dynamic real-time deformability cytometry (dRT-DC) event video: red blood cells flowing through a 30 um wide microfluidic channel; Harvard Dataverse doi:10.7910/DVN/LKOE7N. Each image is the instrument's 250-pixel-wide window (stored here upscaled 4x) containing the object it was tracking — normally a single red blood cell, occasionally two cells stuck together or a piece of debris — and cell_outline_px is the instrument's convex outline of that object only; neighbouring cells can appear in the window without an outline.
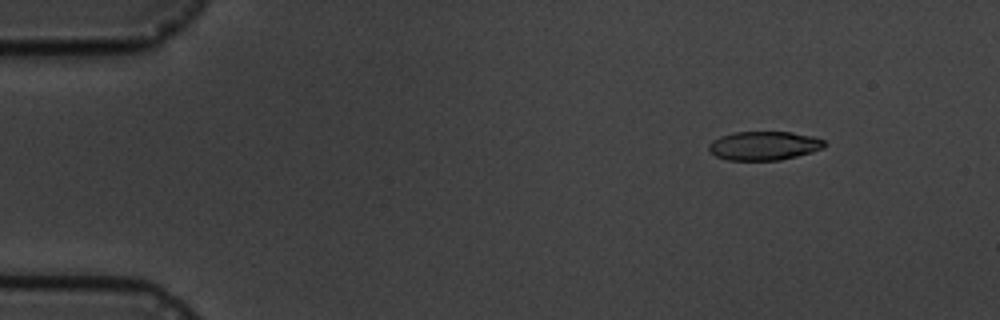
{"species": "common noctule bat (a hibernating species)", "species_latin": "Nyctalus noctula", "temperature_condition": "cold", "stored_images_in_passage": 6, "camera_frame_rate_fps": 3000, "um_per_image_px": 0.085, "animal": {"sex": "male", "body_mass_g": 19.5, "forearm_length_mm": 54.6}, "frame": {"image": 1, "passage_image": 2, "time_ms": 2.0, "image_size_px": [1000, 320], "cell_outline_px": [[824, 148], [812, 152], [780, 160], [728, 160], [716, 156], [708, 152], [708, 144], [712, 140], [720, 136], [736, 132], [792, 132], [812, 136], [824, 140]], "centroid_in_image_um": [64.91, 12.39], "position_along_channel_um": 20.1, "area_um2": 19.48}}
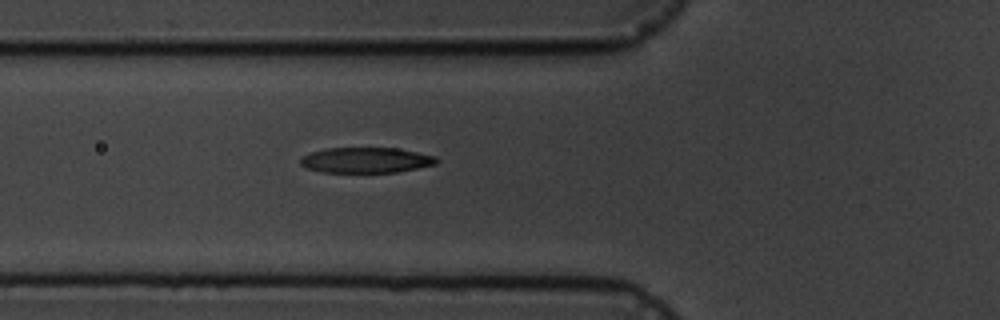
{"frame": {"image": 2, "passage_image": 6, "time_ms": 6.667, "image_size_px": [1000, 320], "cell_outline_px": [[440, 160], [436, 164], [396, 172], [320, 172], [308, 168], [300, 164], [300, 156], [324, 148], [396, 148], [436, 156]], "centroid_in_image_um": [31.09, 13.61], "position_along_channel_um": 94.7, "area_um2": 20.17}}